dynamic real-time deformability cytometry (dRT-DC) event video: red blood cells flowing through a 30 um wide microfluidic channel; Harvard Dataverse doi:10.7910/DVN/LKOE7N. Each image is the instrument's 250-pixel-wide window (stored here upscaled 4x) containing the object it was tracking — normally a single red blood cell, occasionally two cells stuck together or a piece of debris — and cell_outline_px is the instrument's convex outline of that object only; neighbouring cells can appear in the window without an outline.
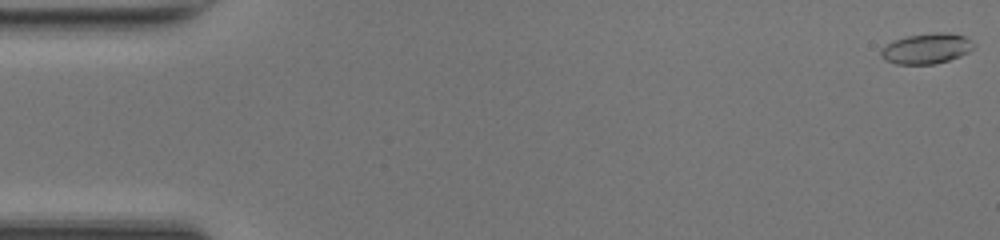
{"species": "common noctule bat (a hibernating species)", "species_latin": "Nyctalus noctula", "temperature_condition": "room temperature", "stored_images_in_passage": 44, "camera_frame_rate_fps": 3000, "um_per_image_px": 0.085, "animal": {"sex": "female", "body_mass_g": 17.0, "forearm_length_mm": 48.0}, "frame": {"image": 1, "passage_image": 1, "time_ms": 0.0, "image_size_px": [1000, 240], "cell_outline_px": [[976, 48], [960, 56], [936, 64], [896, 64], [880, 56], [880, 52], [888, 44], [896, 40], [908, 36], [932, 32], [948, 32], [964, 36], [972, 40], [976, 44]], "centroid_in_image_um": [78.84, 4.12], "position_along_channel_um": 6.2, "area_um2": 16.42}}
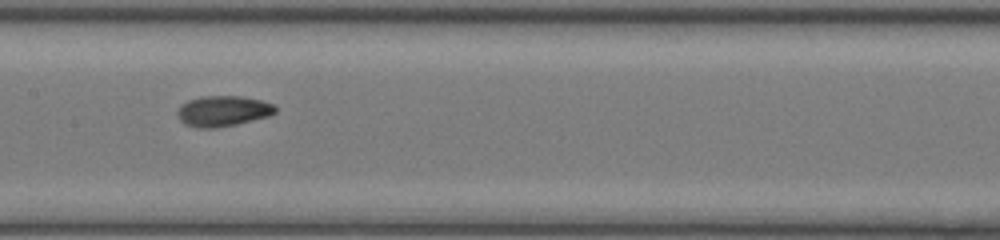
{"frame": {"image": 2, "passage_image": 25, "time_ms": 8.0, "image_size_px": [1000, 240], "cell_outline_px": [[276, 112], [268, 116], [236, 124], [216, 128], [200, 128], [184, 124], [180, 120], [176, 112], [180, 104], [188, 100], [200, 96], [240, 96], [260, 100], [272, 104], [276, 108]], "centroid_in_image_um": [18.9, 9.43], "position_along_channel_um": 188.5, "area_um2": 17.46}}
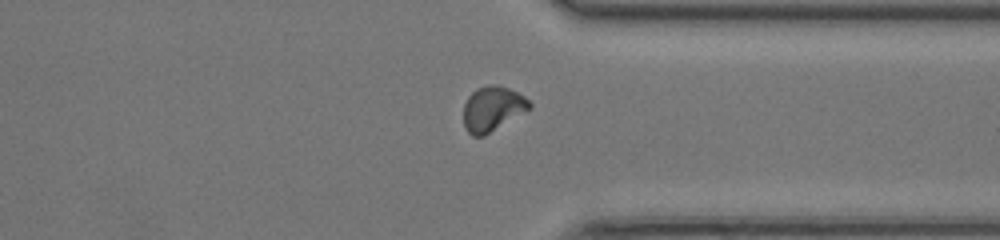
{"frame": {"image": 3, "passage_image": 38, "time_ms": 12.333, "image_size_px": [1000, 240], "cell_outline_px": [[532, 108], [484, 136], [472, 136], [464, 128], [464, 104], [468, 96], [476, 88], [488, 84], [496, 84], [508, 88], [524, 96], [532, 104]], "centroid_in_image_um": [41.86, 9.24], "position_along_channel_um": 369.5, "area_um2": 17.34}}